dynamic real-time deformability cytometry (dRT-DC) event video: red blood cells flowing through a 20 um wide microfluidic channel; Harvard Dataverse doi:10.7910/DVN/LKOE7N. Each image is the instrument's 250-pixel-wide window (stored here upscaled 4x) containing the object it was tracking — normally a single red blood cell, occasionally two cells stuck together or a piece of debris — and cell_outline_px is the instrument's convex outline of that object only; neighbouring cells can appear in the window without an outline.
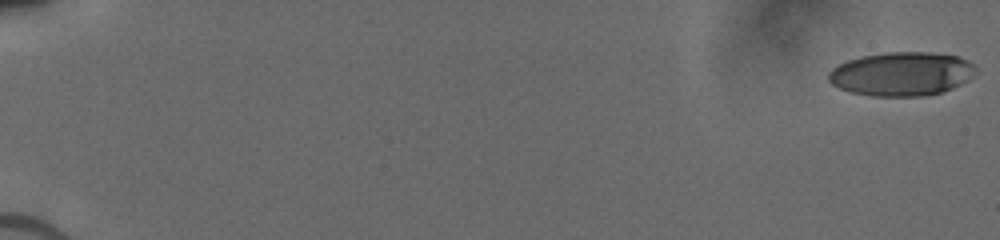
{"species": "human", "species_latin": "Homo sapiens", "temperature_condition": "cold", "stored_images_in_passage": 12, "camera_frame_rate_fps": 3000, "um_per_image_px": 0.085, "donor": {"sex": "male"}, "frame": {"image": 1, "passage_image": 1, "time_ms": 0.0, "image_size_px": [1000, 240], "cell_outline_px": [[976, 72], [968, 80], [952, 88], [940, 92], [924, 96], [872, 96], [848, 92], [832, 84], [828, 80], [828, 72], [836, 64], [848, 60], [864, 56], [884, 52], [928, 52], [960, 56], [976, 64]], "centroid_in_image_um": [76.64, 6.27], "position_along_channel_um": 8.4, "area_um2": 37.92}}
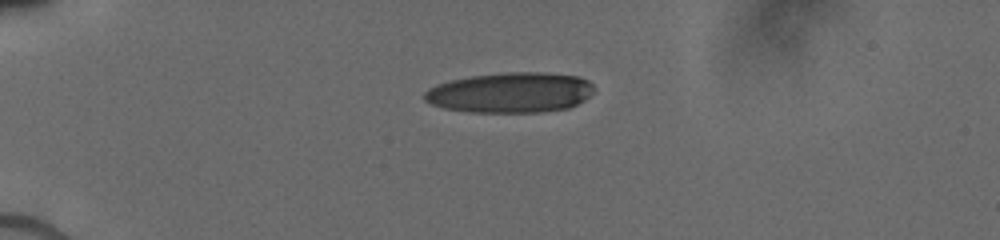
{"frame": {"image": 2, "passage_image": 10, "time_ms": 4.667, "image_size_px": [1000, 240], "cell_outline_px": [[596, 88], [584, 100], [568, 108], [540, 112], [468, 112], [444, 108], [432, 104], [424, 100], [424, 92], [428, 88], [436, 84], [452, 80], [472, 76], [508, 72], [544, 72], [580, 76], [588, 80]], "centroid_in_image_um": [43.4, 7.86], "position_along_channel_um": 41.6, "area_um2": 39.94}}
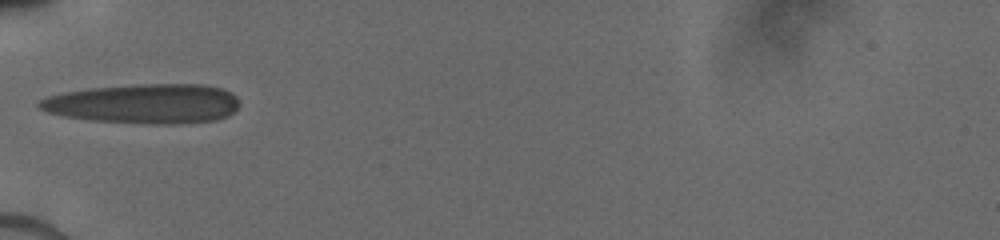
{"frame": {"image": 3, "passage_image": 12, "time_ms": 6.667, "image_size_px": [1000, 240], "cell_outline_px": [[236, 108], [228, 116], [216, 120], [176, 124], [152, 124], [92, 120], [64, 116], [48, 112], [40, 108], [36, 104], [40, 100], [48, 96], [64, 92], [88, 88], [136, 84], [204, 84], [224, 88], [232, 92], [236, 96]], "centroid_in_image_um": [12.26, 8.8], "position_along_channel_um": 72.7, "area_um2": 46.3}}